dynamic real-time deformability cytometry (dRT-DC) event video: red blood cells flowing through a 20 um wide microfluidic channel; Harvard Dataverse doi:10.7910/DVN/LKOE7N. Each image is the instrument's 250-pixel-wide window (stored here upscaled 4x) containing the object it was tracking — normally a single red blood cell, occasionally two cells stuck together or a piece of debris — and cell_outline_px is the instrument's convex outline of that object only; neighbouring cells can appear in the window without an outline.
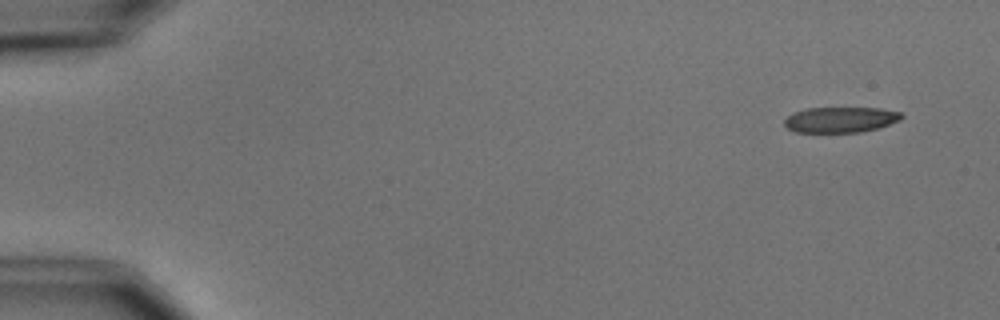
{"species": "common noctule bat (a hibernating species)", "species_latin": "Nyctalus noctula", "temperature_condition": "cold", "stored_images_in_passage": 5, "camera_frame_rate_fps": 3000, "um_per_image_px": 0.085, "animal": {"sex": "male", "body_mass_g": 15.6}, "frame": {"image": 1, "passage_image": 1, "time_ms": 0.0, "image_size_px": [1000, 320], "cell_outline_px": [[904, 116], [900, 120], [876, 128], [860, 132], [796, 132], [788, 128], [784, 124], [784, 120], [792, 112], [808, 108], [880, 108], [900, 112]], "centroid_in_image_um": [71.42, 10.16], "position_along_channel_um": 13.6, "area_um2": 17.34}}
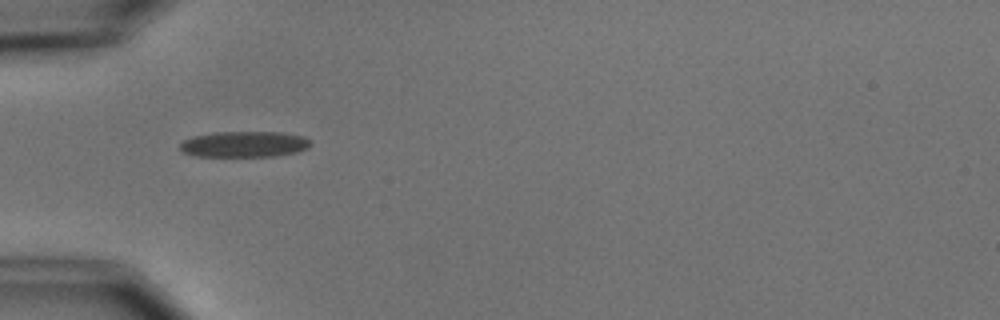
{"frame": {"image": 2, "passage_image": 5, "time_ms": 4.667, "image_size_px": [1000, 320], "cell_outline_px": [[312, 144], [308, 148], [296, 152], [276, 156], [196, 156], [184, 152], [180, 148], [180, 144], [184, 140], [192, 136], [212, 132], [284, 132], [304, 136], [312, 140]], "centroid_in_image_um": [20.81, 12.25], "position_along_channel_um": 64.2, "area_um2": 19.88}}